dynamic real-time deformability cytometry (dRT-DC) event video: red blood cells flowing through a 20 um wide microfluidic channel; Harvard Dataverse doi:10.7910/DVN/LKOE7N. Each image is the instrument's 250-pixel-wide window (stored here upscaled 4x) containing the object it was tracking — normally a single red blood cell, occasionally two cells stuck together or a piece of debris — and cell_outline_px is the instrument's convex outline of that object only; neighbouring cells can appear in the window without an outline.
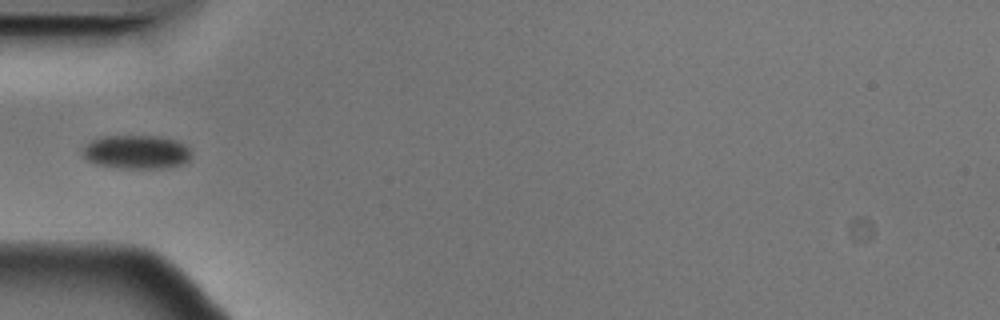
{"species": "Egyptian fruit bat (a non-hibernating species)", "species_latin": "Rousettus aegyptiacus", "temperature_condition": "cold", "stored_images_in_passage": 14, "camera_frame_rate_fps": 3000, "um_per_image_px": 0.085, "animal": {"sex": "male"}, "frame": {"image": 1, "passage_image": 1, "time_ms": 0.0, "image_size_px": [1000, 320], "cell_outline_px": [[192, 156], [184, 164], [164, 168], [124, 168], [96, 164], [80, 156], [80, 148], [84, 144], [100, 136], [160, 136], [176, 140], [184, 144], [188, 148]], "centroid_in_image_um": [11.54, 12.91], "position_along_channel_um": 73.5, "area_um2": 21.73}}
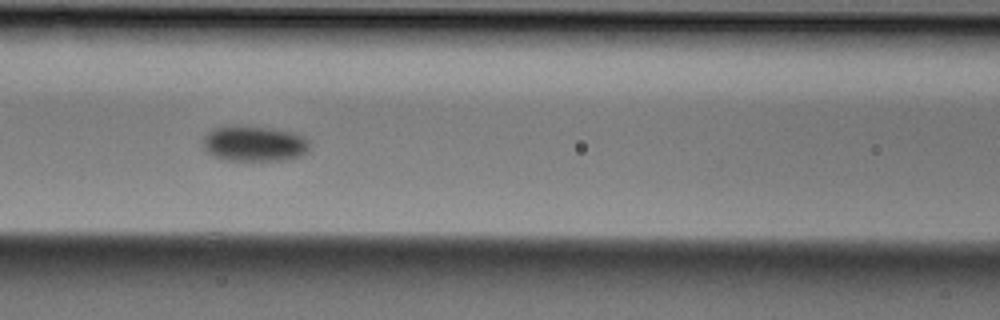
{"frame": {"image": 2, "passage_image": 7, "time_ms": 2.0, "image_size_px": [1000, 320], "cell_outline_px": [[308, 152], [300, 156], [284, 160], [224, 160], [208, 152], [204, 148], [204, 136], [212, 128], [236, 124], [268, 128], [292, 132], [304, 136], [308, 140]], "centroid_in_image_um": [21.6, 12.19], "position_along_channel_um": 145.0, "area_um2": 22.14}}
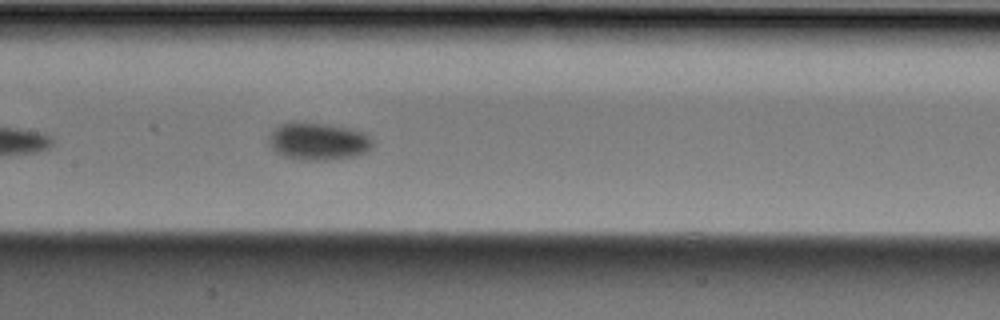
{"frame": {"image": 3, "passage_image": 10, "time_ms": 3.0, "image_size_px": [1000, 320], "cell_outline_px": [[372, 148], [356, 156], [328, 160], [304, 160], [284, 156], [276, 152], [268, 144], [268, 136], [276, 124], [328, 124], [348, 128], [360, 132], [368, 136], [372, 140]], "centroid_in_image_um": [27.01, 12.04], "position_along_channel_um": 180.4, "area_um2": 22.25}}